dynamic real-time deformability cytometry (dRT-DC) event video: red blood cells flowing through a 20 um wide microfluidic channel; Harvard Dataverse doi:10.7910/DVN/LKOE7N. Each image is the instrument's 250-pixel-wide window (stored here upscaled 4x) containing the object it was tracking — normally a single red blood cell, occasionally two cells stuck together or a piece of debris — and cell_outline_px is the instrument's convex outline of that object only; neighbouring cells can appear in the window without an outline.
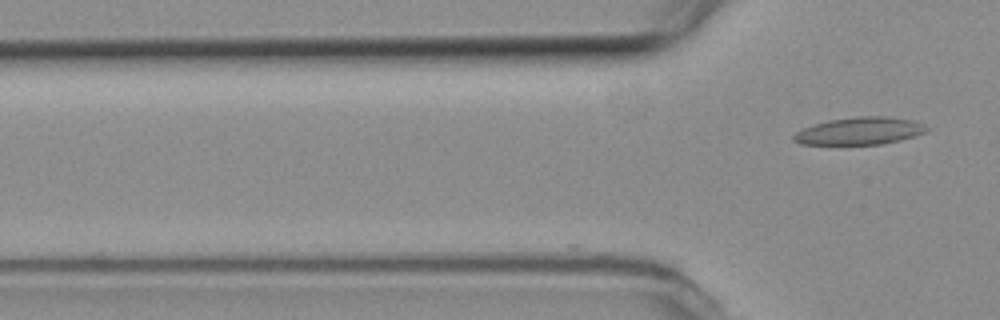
{"species": "common noctule bat (a hibernating species)", "species_latin": "Nyctalus noctula", "temperature_condition": "room temperature", "stored_images_in_passage": 5, "camera_frame_rate_fps": 3000, "um_per_image_px": 0.085, "animal": {"sex": "female", "body_mass_g": 19.3, "forearm_length_mm": 54.1}, "frame": {"image": 1, "passage_image": 5, "time_ms": 1.333, "image_size_px": [1000, 320], "cell_outline_px": [[928, 128], [924, 132], [900, 140], [880, 144], [840, 148], [800, 144], [792, 140], [792, 136], [796, 132], [812, 124], [828, 120], [856, 116], [884, 116], [912, 120]], "centroid_in_image_um": [72.91, 11.19], "position_along_channel_um": 52.9, "area_um2": 22.14}}